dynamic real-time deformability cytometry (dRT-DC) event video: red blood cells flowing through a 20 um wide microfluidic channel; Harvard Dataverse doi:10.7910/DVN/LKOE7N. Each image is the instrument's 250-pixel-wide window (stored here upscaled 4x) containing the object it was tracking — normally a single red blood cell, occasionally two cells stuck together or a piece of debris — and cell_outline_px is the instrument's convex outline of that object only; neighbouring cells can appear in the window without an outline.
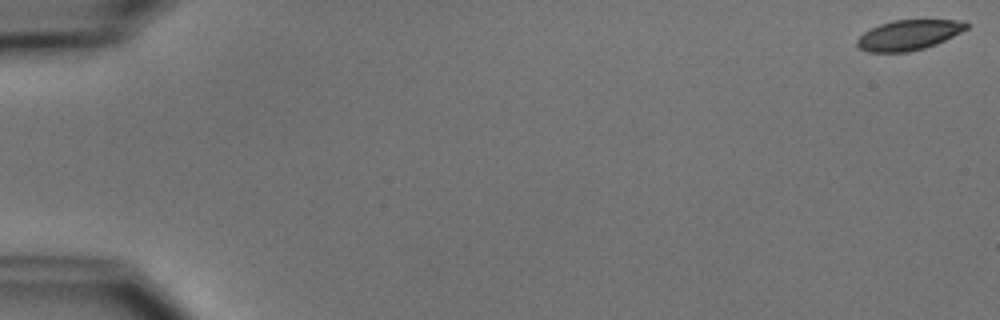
{"species": "common noctule bat (a hibernating species)", "species_latin": "Nyctalus noctula", "temperature_condition": "cold", "stored_images_in_passage": 5, "camera_frame_rate_fps": 3000, "um_per_image_px": 0.085, "animal": {"sex": "male", "body_mass_g": 15.6}, "frame": {"image": 1, "passage_image": 1, "time_ms": 0.0, "image_size_px": [1000, 320], "cell_outline_px": [[968, 28], [936, 44], [924, 48], [908, 52], [868, 52], [860, 48], [856, 44], [856, 40], [864, 32], [880, 24], [892, 20], [956, 20], [968, 24]], "centroid_in_image_um": [77.2, 2.98], "position_along_channel_um": 7.8, "area_um2": 18.96}}
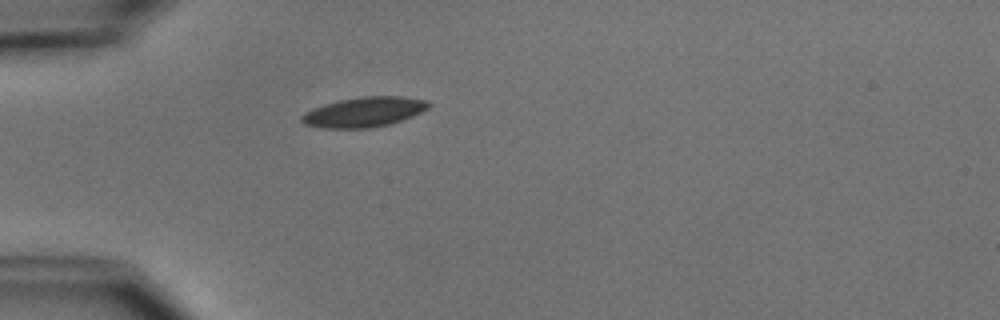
{"frame": {"image": 2, "passage_image": 5, "time_ms": 5.0, "image_size_px": [1000, 320], "cell_outline_px": [[432, 104], [428, 108], [412, 116], [388, 124], [368, 128], [324, 128], [304, 124], [300, 120], [300, 116], [304, 112], [312, 108], [324, 104], [340, 100], [360, 96], [404, 96], [428, 100]], "centroid_in_image_um": [30.93, 9.51], "position_along_channel_um": 54.1, "area_um2": 22.2}}